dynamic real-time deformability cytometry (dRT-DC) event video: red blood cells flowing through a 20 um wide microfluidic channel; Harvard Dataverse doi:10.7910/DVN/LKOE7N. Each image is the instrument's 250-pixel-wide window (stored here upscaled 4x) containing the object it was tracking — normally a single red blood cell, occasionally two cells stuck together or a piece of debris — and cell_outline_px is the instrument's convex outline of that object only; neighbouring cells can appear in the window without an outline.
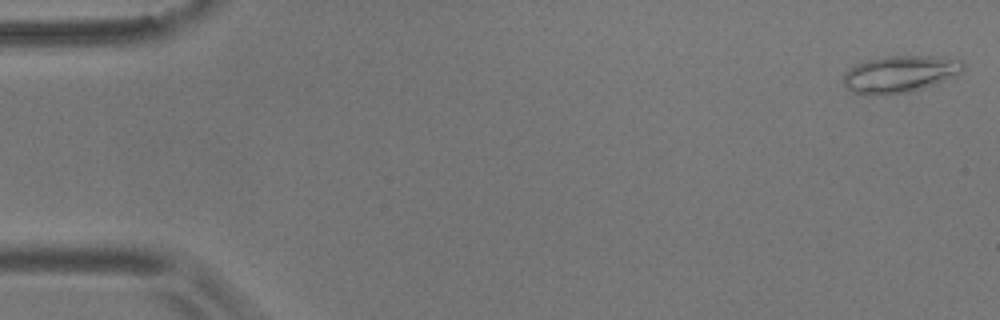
{"species": "common noctule bat (a hibernating species)", "species_latin": "Nyctalus noctula", "temperature_condition": "room temperature", "stored_images_in_passage": 12, "camera_frame_rate_fps": 3000, "um_per_image_px": 0.085, "animal": {"sex": "male", "body_mass_g": 17.9}, "frame": {"image": 1, "passage_image": 1, "time_ms": 0.0, "image_size_px": [1000, 320], "cell_outline_px": [[964, 68], [956, 76], [924, 88], [912, 92], [852, 92], [844, 84], [844, 72], [856, 64], [868, 60], [888, 56], [944, 56], [960, 60], [964, 64]], "centroid_in_image_um": [76.57, 6.25], "position_along_channel_um": 8.4, "area_um2": 25.09}}